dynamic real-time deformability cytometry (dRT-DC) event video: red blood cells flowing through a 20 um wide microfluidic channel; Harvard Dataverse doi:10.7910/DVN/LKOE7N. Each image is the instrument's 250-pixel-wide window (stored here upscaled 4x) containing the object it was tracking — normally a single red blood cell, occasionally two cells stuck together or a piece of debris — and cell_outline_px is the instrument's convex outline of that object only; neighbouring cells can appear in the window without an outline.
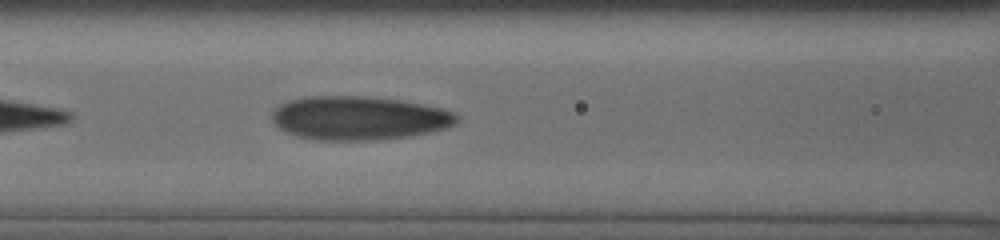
{"species": "human", "species_latin": "Homo sapiens", "temperature_condition": "cold", "stored_images_in_passage": 7, "camera_frame_rate_fps": 3000, "um_per_image_px": 0.085, "donor": {"sex": "male"}, "frame": {"image": 1, "passage_image": 7, "time_ms": 4.333, "image_size_px": [1000, 240], "cell_outline_px": [[456, 124], [448, 128], [408, 136], [384, 140], [312, 140], [296, 136], [280, 128], [272, 120], [272, 112], [280, 104], [292, 100], [312, 96], [360, 96], [400, 100], [440, 108], [452, 112], [456, 116]], "centroid_in_image_um": [30.49, 10.05], "position_along_channel_um": 136.1, "area_um2": 46.82}}